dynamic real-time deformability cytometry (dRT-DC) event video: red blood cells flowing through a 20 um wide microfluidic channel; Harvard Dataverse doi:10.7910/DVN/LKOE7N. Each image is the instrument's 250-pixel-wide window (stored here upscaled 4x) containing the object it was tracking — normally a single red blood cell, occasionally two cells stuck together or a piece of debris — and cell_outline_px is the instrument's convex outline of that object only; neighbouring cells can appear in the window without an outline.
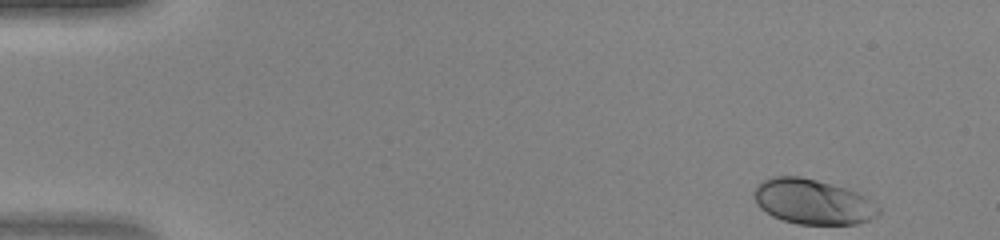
{"species": "human", "species_latin": "Homo sapiens", "temperature_condition": "warm", "stored_images_in_passage": 44, "camera_frame_rate_fps": 3000, "um_per_image_px": 0.085, "donor": {"sex": "female"}, "frame": {"image": 1, "passage_image": 1, "time_ms": 0.0, "image_size_px": [1000, 240], "cell_outline_px": [[880, 212], [876, 216], [868, 220], [856, 224], [796, 224], [772, 216], [760, 208], [756, 204], [752, 192], [764, 180], [772, 176], [800, 176], [816, 180], [844, 188], [856, 192], [864, 196], [880, 208]], "centroid_in_image_um": [69.05, 17.15], "position_along_channel_um": 15.9, "area_um2": 32.48}}
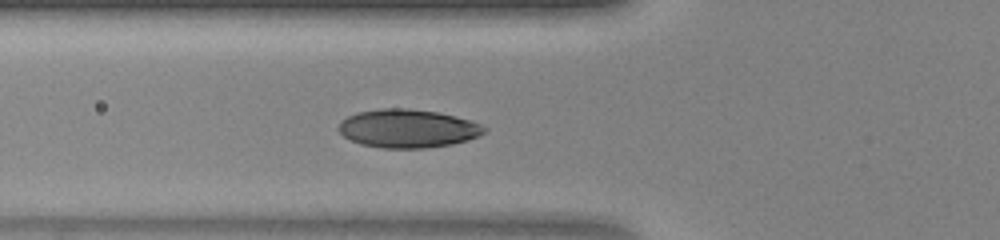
{"frame": {"image": 2, "passage_image": 15, "time_ms": 4.667, "image_size_px": [1000, 240], "cell_outline_px": [[488, 128], [480, 136], [468, 140], [452, 144], [424, 148], [380, 148], [360, 144], [344, 136], [336, 128], [348, 116], [356, 112], [380, 108], [408, 108], [436, 112], [456, 116], [480, 124]], "centroid_in_image_um": [34.66, 10.92], "position_along_channel_um": 91.1, "area_um2": 32.6}}
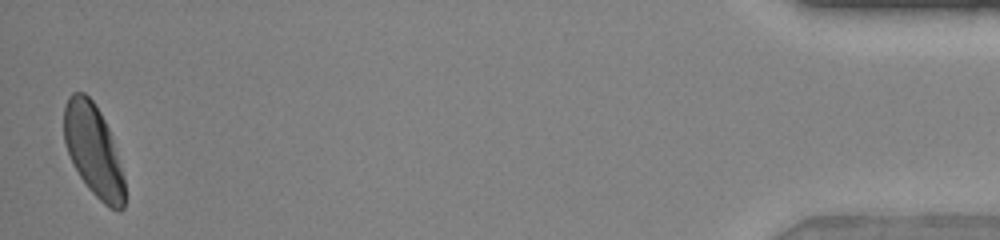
{"frame": {"image": 3, "passage_image": 44, "time_ms": 14.333, "image_size_px": [1000, 240], "cell_outline_px": [[124, 208], [120, 212], [116, 212], [108, 208], [88, 188], [80, 176], [68, 152], [64, 140], [64, 104], [68, 96], [72, 92], [84, 92], [92, 100], [100, 112], [108, 128], [124, 176]], "centroid_in_image_um": [7.94, 12.79], "position_along_channel_um": 427.3, "area_um2": 32.14}}